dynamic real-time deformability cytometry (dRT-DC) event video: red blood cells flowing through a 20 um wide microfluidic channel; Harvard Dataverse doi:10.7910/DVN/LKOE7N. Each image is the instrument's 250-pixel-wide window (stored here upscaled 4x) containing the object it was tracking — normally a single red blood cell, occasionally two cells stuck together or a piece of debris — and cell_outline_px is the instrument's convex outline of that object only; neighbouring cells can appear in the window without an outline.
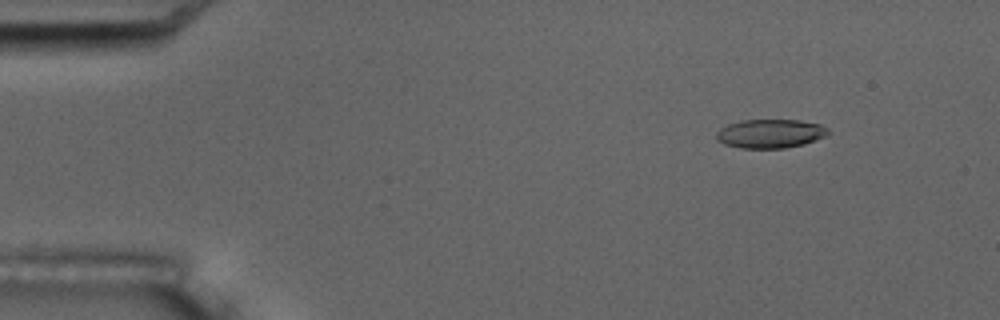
{"species": "common noctule bat (a hibernating species)", "species_latin": "Nyctalus noctula", "temperature_condition": "room temperature", "stored_images_in_passage": 5, "camera_frame_rate_fps": 3000, "um_per_image_px": 0.085, "animal": {"sex": "male", "body_mass_g": 17.5, "forearm_length_mm": 52.3}, "frame": {"image": 1, "passage_image": 2, "time_ms": 1.0, "image_size_px": [1000, 320], "cell_outline_px": [[828, 136], [804, 144], [784, 148], [740, 148], [724, 144], [716, 140], [716, 132], [720, 128], [728, 124], [740, 120], [800, 120], [820, 124], [828, 128]], "centroid_in_image_um": [65.47, 11.36], "position_along_channel_um": 19.5, "area_um2": 18.96}}
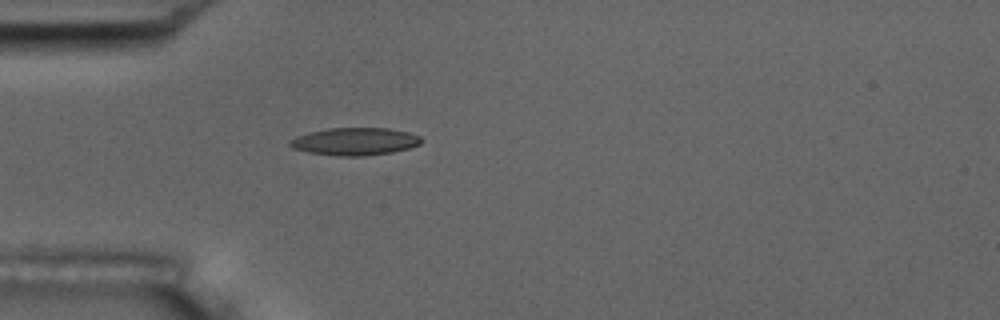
{"frame": {"image": 2, "passage_image": 5, "time_ms": 4.333, "image_size_px": [1000, 320], "cell_outline_px": [[424, 140], [420, 144], [408, 148], [392, 152], [364, 156], [336, 156], [308, 152], [292, 148], [288, 144], [288, 140], [296, 136], [308, 132], [328, 128], [388, 128], [408, 132], [420, 136]], "centroid_in_image_um": [30.14, 12.02], "position_along_channel_um": 54.9, "area_um2": 21.27}}